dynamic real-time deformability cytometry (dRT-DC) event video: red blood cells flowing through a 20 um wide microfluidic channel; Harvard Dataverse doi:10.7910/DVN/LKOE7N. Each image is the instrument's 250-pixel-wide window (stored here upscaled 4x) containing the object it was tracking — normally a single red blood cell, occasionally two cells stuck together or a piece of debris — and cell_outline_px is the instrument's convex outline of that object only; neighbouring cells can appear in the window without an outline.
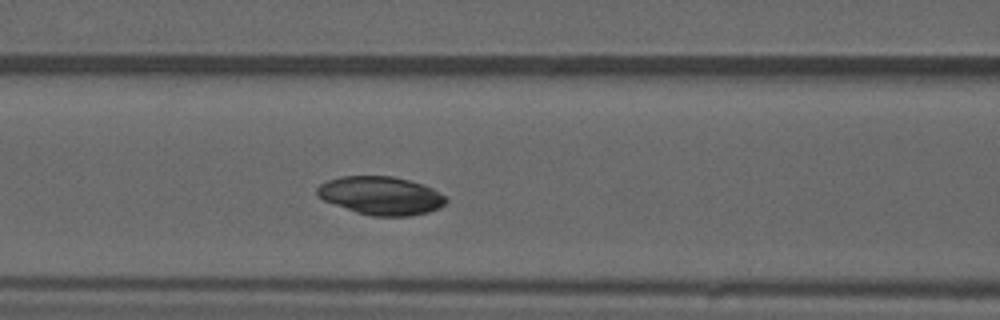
{"species": "common noctule bat (a hibernating species)", "species_latin": "Nyctalus noctula", "temperature_condition": "warm", "stored_images_in_passage": 36, "camera_frame_rate_fps": 3000, "um_per_image_px": 0.085, "animal": {"sex": "male", "forearm_length_mm": 52.5}, "frame": {"image": 1, "passage_image": 16, "time_ms": 5.0, "image_size_px": [1000, 320], "cell_outline_px": [[448, 200], [440, 208], [428, 212], [412, 216], [372, 216], [356, 212], [324, 200], [316, 196], [316, 188], [320, 184], [328, 180], [340, 176], [392, 176], [408, 180], [432, 188], [444, 196]], "centroid_in_image_um": [32.36, 16.63], "position_along_channel_um": 134.2, "area_um2": 28.67}}